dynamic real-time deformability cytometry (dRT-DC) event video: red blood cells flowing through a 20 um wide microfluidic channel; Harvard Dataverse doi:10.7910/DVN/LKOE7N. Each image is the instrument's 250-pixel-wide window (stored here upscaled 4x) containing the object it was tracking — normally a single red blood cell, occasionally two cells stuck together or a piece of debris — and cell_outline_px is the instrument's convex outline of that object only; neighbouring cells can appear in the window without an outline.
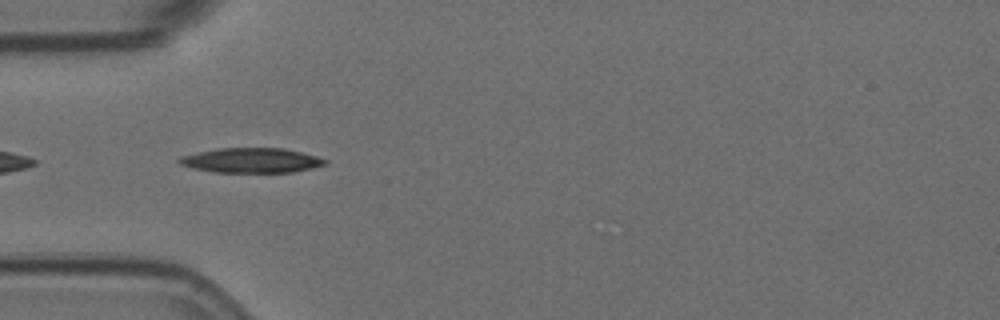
{"species": "Egyptian fruit bat (a non-hibernating species)", "species_latin": "Rousettus aegyptiacus", "temperature_condition": "room temperature", "stored_images_in_passage": 6, "camera_frame_rate_fps": 3000, "um_per_image_px": 0.085, "animal": {"sex": "female"}, "frame": {"image": 1, "passage_image": 5, "time_ms": 1.333, "image_size_px": [1000, 320], "cell_outline_px": [[328, 164], [312, 168], [292, 172], [212, 172], [192, 168], [180, 164], [176, 160], [180, 156], [196, 152], [216, 148], [284, 148], [316, 156], [328, 160]], "centroid_in_image_um": [21.33, 13.63], "position_along_channel_um": 63.7, "area_um2": 21.21}}
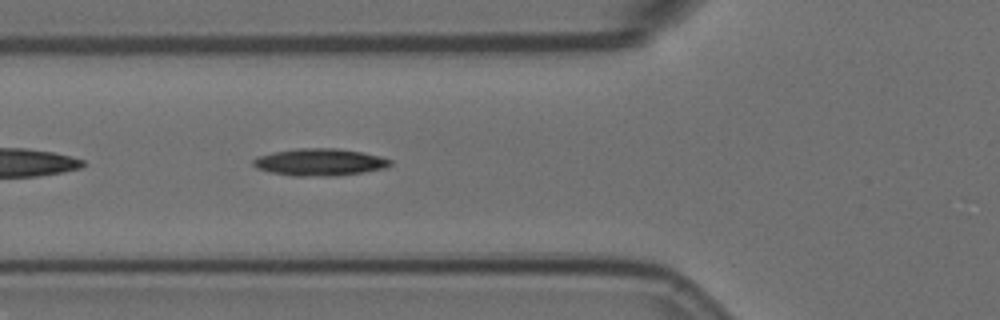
{"frame": {"image": 2, "passage_image": 6, "time_ms": 1.667, "image_size_px": [1000, 320], "cell_outline_px": [[392, 164], [388, 168], [364, 172], [336, 176], [292, 176], [272, 172], [256, 168], [252, 164], [252, 160], [256, 156], [272, 152], [296, 148], [336, 148], [360, 152], [380, 156], [392, 160]], "centroid_in_image_um": [27.17, 13.78], "position_along_channel_um": 98.6, "area_um2": 21.91}}